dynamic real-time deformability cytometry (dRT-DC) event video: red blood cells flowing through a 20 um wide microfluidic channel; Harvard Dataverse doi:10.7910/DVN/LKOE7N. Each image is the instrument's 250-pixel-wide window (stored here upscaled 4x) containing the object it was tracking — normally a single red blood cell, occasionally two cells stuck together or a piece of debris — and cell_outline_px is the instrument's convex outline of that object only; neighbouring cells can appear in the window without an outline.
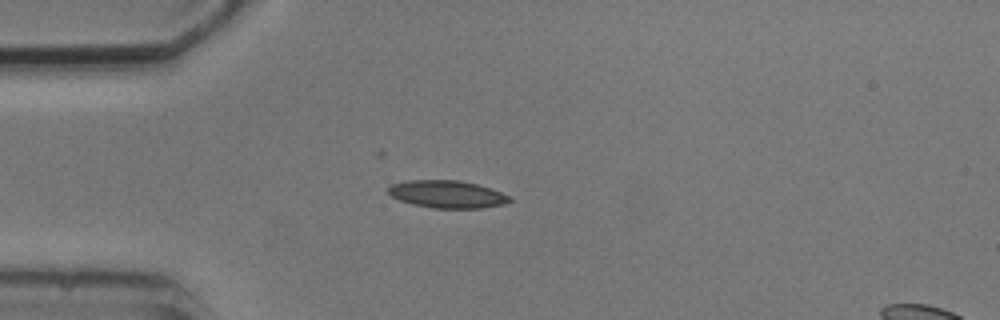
{"species": "common noctule bat (a hibernating species)", "species_latin": "Nyctalus noctula", "temperature_condition": "cold", "stored_images_in_passage": 1, "camera_frame_rate_fps": 3000, "um_per_image_px": 0.085, "animal": {"sex": "male", "body_mass_g": 20.5, "forearm_length_mm": 52.5}, "frame": {"image": 1, "passage_image": 1, "time_ms": 0.0, "image_size_px": [1000, 320], "cell_outline_px": [[512, 200], [504, 204], [480, 208], [432, 208], [412, 204], [400, 200], [392, 196], [388, 192], [388, 188], [392, 184], [408, 180], [460, 180], [476, 184], [512, 196]], "centroid_in_image_um": [38.01, 16.51], "position_along_channel_um": 47.0, "area_um2": 19.36}}